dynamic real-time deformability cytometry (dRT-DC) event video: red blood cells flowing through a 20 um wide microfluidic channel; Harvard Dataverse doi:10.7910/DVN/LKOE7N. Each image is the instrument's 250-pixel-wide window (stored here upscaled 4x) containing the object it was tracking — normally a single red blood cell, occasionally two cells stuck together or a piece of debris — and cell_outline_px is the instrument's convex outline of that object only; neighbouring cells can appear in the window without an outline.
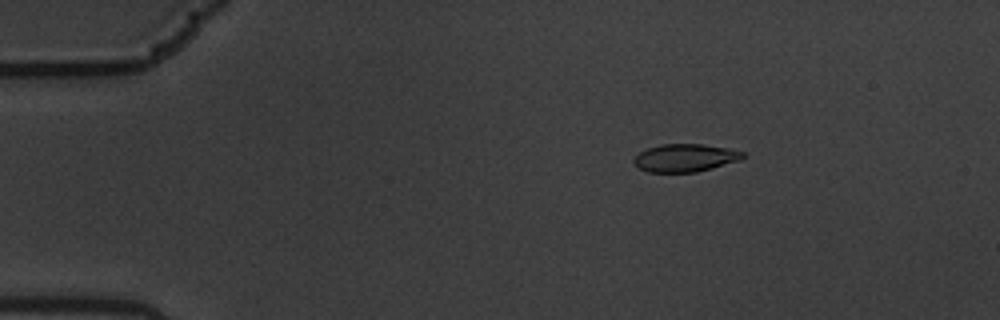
{"species": "common noctule bat (a hibernating species)", "species_latin": "Nyctalus noctula", "temperature_condition": "warm", "stored_images_in_passage": 6, "camera_frame_rate_fps": 3000, "um_per_image_px": 0.085, "animal": {"sex": "male", "body_mass_g": 19.5, "forearm_length_mm": 54.6}, "frame": {"image": 1, "passage_image": 3, "time_ms": 0.667, "image_size_px": [1000, 320], "cell_outline_px": [[748, 156], [740, 160], [712, 168], [696, 172], [648, 172], [640, 168], [632, 160], [640, 152], [648, 148], [660, 144], [700, 144], [728, 148], [744, 152]], "centroid_in_image_um": [58.27, 13.41], "position_along_channel_um": 26.7, "area_um2": 17.63}}
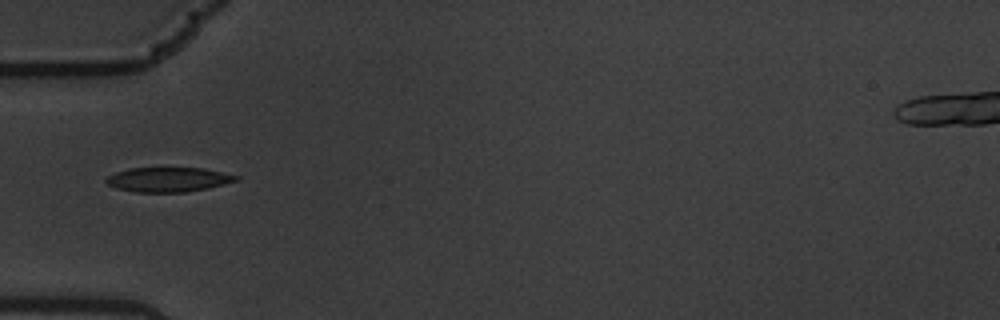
{"frame": {"image": 2, "passage_image": 6, "time_ms": 1.667, "image_size_px": [1000, 320], "cell_outline_px": [[240, 180], [208, 188], [184, 192], [136, 192], [116, 188], [108, 184], [104, 180], [108, 176], [116, 172], [128, 168], [204, 168], [240, 176]], "centroid_in_image_um": [14.32, 15.26], "position_along_channel_um": 70.7, "area_um2": 18.61}}